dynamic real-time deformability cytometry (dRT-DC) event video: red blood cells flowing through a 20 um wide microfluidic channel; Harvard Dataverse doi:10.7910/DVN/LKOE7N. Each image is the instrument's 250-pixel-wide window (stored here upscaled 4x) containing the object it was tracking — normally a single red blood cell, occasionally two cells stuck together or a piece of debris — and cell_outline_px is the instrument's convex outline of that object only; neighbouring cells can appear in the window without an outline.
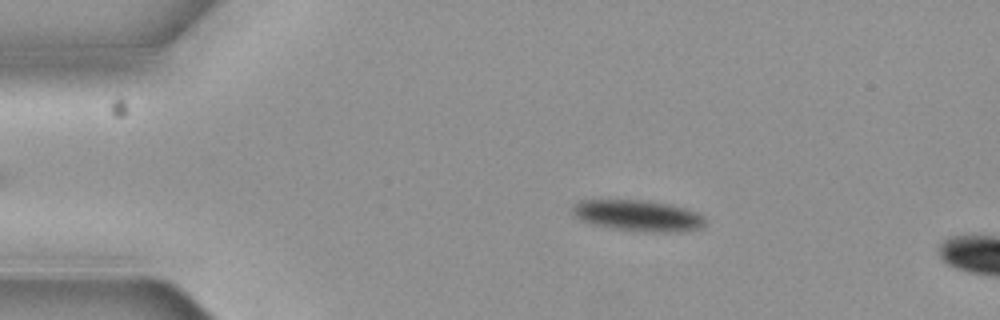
{"species": "common noctule bat (a hibernating species)", "species_latin": "Nyctalus noctula", "temperature_condition": "cold", "stored_images_in_passage": 4, "camera_frame_rate_fps": 3000, "um_per_image_px": 0.085, "animal": {"sex": "female", "body_mass_g": 19.3, "forearm_length_mm": 54.1}, "frame": {"image": 1, "passage_image": 3, "time_ms": 0.667, "image_size_px": [1000, 320], "cell_outline_px": [[704, 224], [700, 228], [680, 232], [648, 232], [612, 228], [592, 224], [580, 220], [572, 212], [572, 208], [580, 200], [640, 200], [664, 204], [684, 208], [700, 216], [704, 220]], "centroid_in_image_um": [54.17, 18.34], "position_along_channel_um": 30.8, "area_um2": 23.52}}